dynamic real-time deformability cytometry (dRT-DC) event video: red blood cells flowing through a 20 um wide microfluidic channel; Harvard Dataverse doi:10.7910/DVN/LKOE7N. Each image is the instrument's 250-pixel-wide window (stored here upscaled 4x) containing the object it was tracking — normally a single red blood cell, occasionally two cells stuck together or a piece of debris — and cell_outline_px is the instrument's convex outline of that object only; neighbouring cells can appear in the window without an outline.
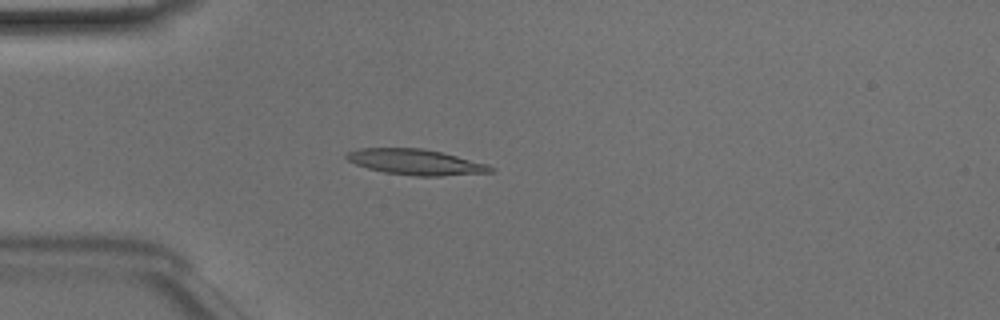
{"species": "Egyptian fruit bat (a non-hibernating species)", "species_latin": "Rousettus aegyptiacus", "temperature_condition": "room temperature", "stored_images_in_passage": 50, "camera_frame_rate_fps": 3000, "um_per_image_px": 0.085, "animal": {"sex": "male"}, "frame": {"image": 1, "passage_image": 14, "time_ms": 4.333, "image_size_px": [1000, 320], "cell_outline_px": [[496, 168], [492, 172], [440, 176], [416, 176], [384, 172], [368, 168], [356, 164], [348, 160], [344, 156], [348, 152], [360, 148], [424, 148], [488, 164]], "centroid_in_image_um": [35.34, 13.77], "position_along_channel_um": 49.7, "area_um2": 21.39}}
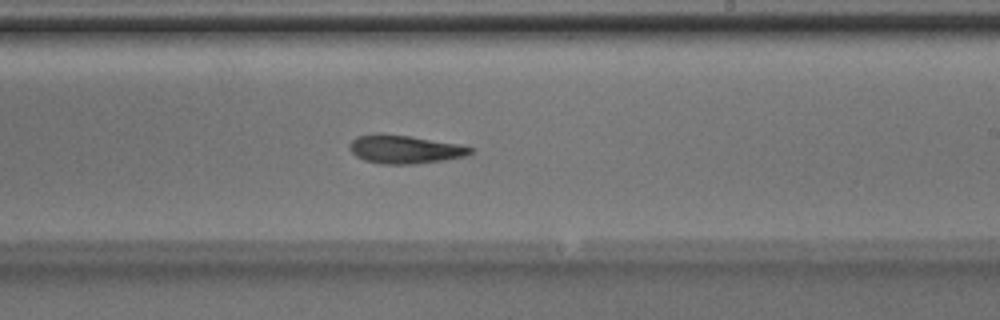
{"frame": {"image": 2, "passage_image": 30, "time_ms": 9.667, "image_size_px": [1000, 320], "cell_outline_px": [[472, 152], [464, 156], [444, 160], [412, 164], [380, 164], [364, 160], [356, 156], [348, 148], [348, 144], [356, 136], [376, 132], [380, 132], [408, 136], [460, 144], [472, 148]], "centroid_in_image_um": [34.33, 12.68], "position_along_channel_um": 254.7, "area_um2": 20.11}}
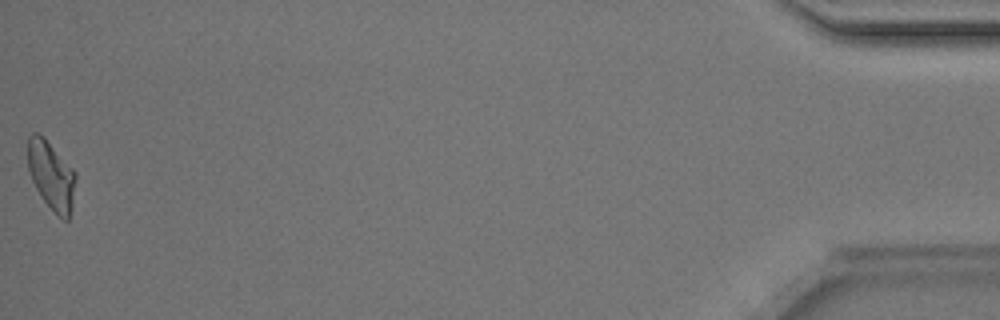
{"frame": {"image": 3, "passage_image": 50, "time_ms": 16.333, "image_size_px": [1000, 320], "cell_outline_px": [[76, 180], [72, 208], [68, 220], [64, 220], [56, 216], [44, 200], [36, 188], [32, 180], [28, 168], [28, 136], [32, 132], [36, 132], [44, 136], [76, 172]], "centroid_in_image_um": [4.37, 14.91], "position_along_channel_um": 430.8, "area_um2": 19.31}, "authors_computed_cell_mechanics": {"area_um2": 20.1722, "velocity_mm_per_s": 4.078, "shape_relaxation_time_tau1_ms": 2.068, "shape_relaxation_time_tau2_ms": 4.8621, "deformation_change_tau1": 0.161, "deformation_change_tau2": 0.14}}